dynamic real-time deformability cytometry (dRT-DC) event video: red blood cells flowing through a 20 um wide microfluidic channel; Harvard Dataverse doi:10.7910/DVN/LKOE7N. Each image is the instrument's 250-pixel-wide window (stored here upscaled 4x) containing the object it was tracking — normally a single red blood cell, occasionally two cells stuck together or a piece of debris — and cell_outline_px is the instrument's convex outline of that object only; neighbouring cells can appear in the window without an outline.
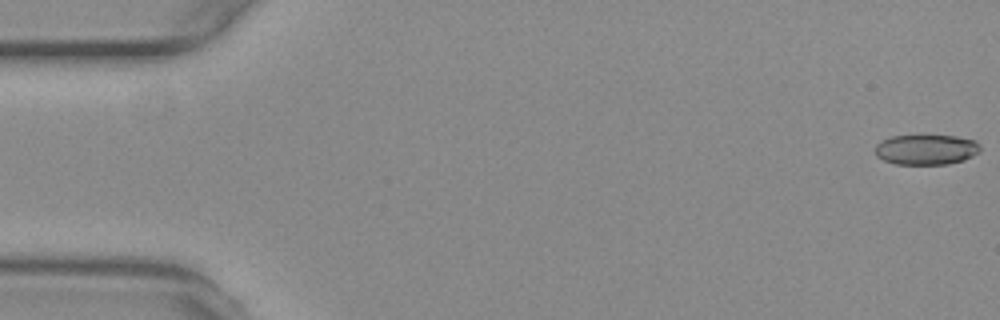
{"species": "common noctule bat (a hibernating species)", "species_latin": "Nyctalus noctula", "temperature_condition": "warm", "stored_images_in_passage": 55, "camera_frame_rate_fps": 3000, "um_per_image_px": 0.085, "animal": {"sex": "female", "body_mass_g": 29.2, "forearm_length_mm": 56.3}, "frame": {"image": 1, "passage_image": 1, "time_ms": 0.0, "image_size_px": [1000, 320], "cell_outline_px": [[980, 152], [964, 160], [948, 164], [896, 164], [884, 160], [876, 156], [876, 144], [880, 140], [892, 136], [956, 136], [976, 140], [980, 144]], "centroid_in_image_um": [78.74, 12.71], "position_along_channel_um": 6.3, "area_um2": 18.55}}
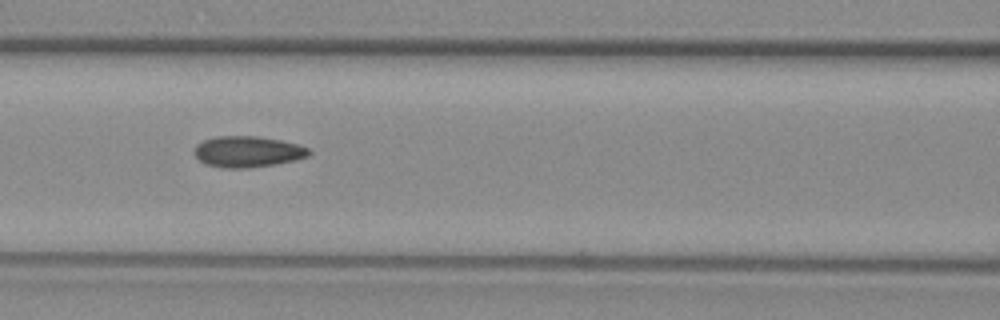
{"frame": {"image": 2, "passage_image": 24, "time_ms": 7.667, "image_size_px": [1000, 320], "cell_outline_px": [[312, 152], [308, 156], [296, 160], [276, 164], [248, 168], [224, 168], [204, 164], [192, 152], [196, 144], [204, 140], [216, 136], [260, 136], [280, 140], [296, 144], [308, 148]], "centroid_in_image_um": [21.03, 12.89], "position_along_channel_um": 145.6, "area_um2": 20.92}}
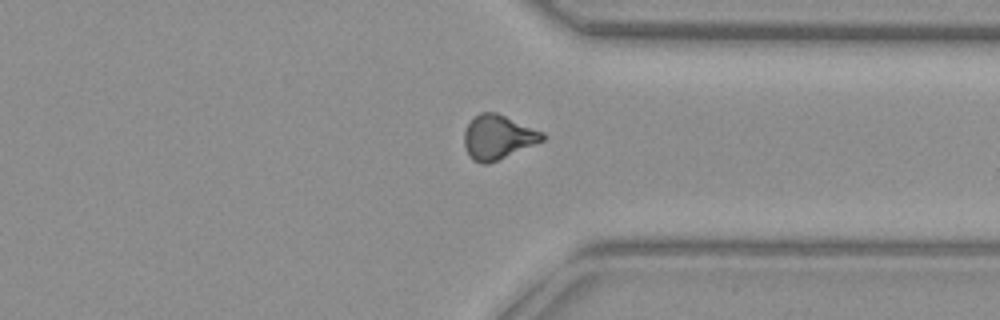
{"frame": {"image": 3, "passage_image": 42, "time_ms": 13.667, "image_size_px": [1000, 320], "cell_outline_px": [[544, 140], [488, 164], [480, 164], [472, 160], [468, 156], [464, 144], [464, 132], [468, 124], [480, 112], [496, 112], [544, 132]], "centroid_in_image_um": [42.3, 11.67], "position_along_channel_um": 369.1, "area_um2": 20.06}, "authors_computed_cell_mechanics": {"area_um2": 20.0566, "velocity_mm_per_s": 3.7576, "shape_relaxation_time_tau1_ms": null, "shape_relaxation_time_tau2_ms": 2.8238, "deformation_change_tau1": null, "deformation_change_tau2": 0.0832}}